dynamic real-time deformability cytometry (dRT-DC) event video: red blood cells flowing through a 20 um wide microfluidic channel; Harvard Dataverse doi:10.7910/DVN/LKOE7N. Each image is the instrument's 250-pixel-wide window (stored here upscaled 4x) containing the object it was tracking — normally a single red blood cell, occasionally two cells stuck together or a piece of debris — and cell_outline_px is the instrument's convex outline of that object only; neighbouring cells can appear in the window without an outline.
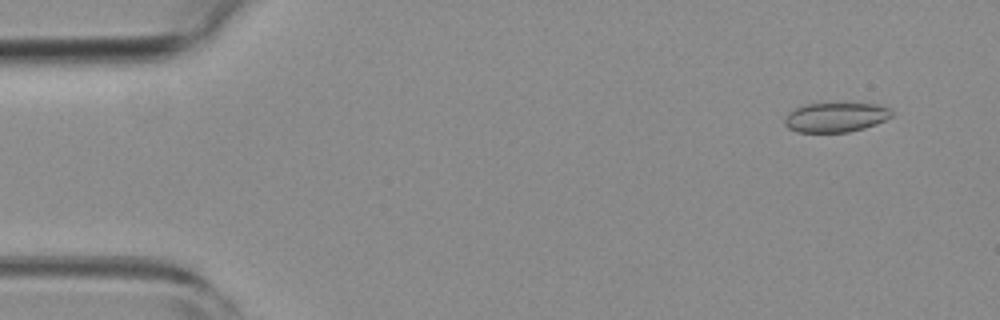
{"species": "common noctule bat (a hibernating species)", "species_latin": "Nyctalus noctula", "temperature_condition": "room temperature", "stored_images_in_passage": 51, "camera_frame_rate_fps": 3000, "um_per_image_px": 0.085, "animal": {"sex": "female", "body_mass_g": 19.3, "forearm_length_mm": 54.1}, "frame": {"image": 1, "passage_image": 4, "time_ms": 1.0, "image_size_px": [1000, 320], "cell_outline_px": [[892, 116], [876, 124], [864, 128], [848, 132], [796, 132], [788, 128], [784, 124], [784, 116], [792, 108], [804, 104], [876, 104], [888, 108], [892, 112]], "centroid_in_image_um": [70.96, 9.97], "position_along_channel_um": 14.0, "area_um2": 18.44}}
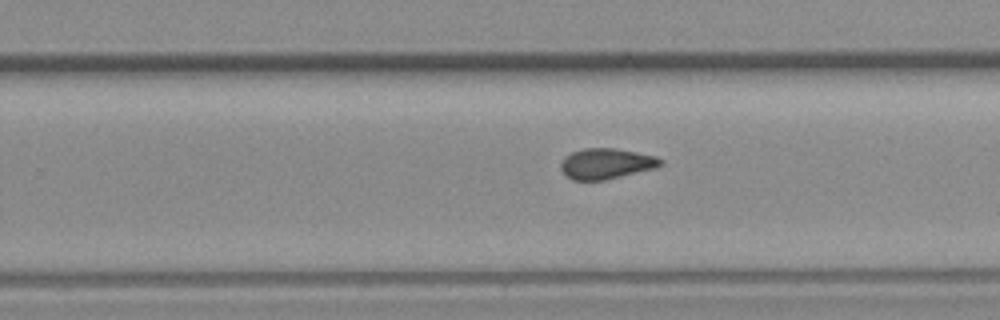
{"frame": {"image": 2, "passage_image": 32, "time_ms": 10.333, "image_size_px": [1000, 320], "cell_outline_px": [[664, 164], [656, 168], [604, 180], [572, 180], [560, 168], [560, 164], [564, 156], [572, 152], [584, 148], [616, 148], [656, 156], [664, 160]], "centroid_in_image_um": [51.55, 13.9], "position_along_channel_um": 278.2, "area_um2": 17.86}}
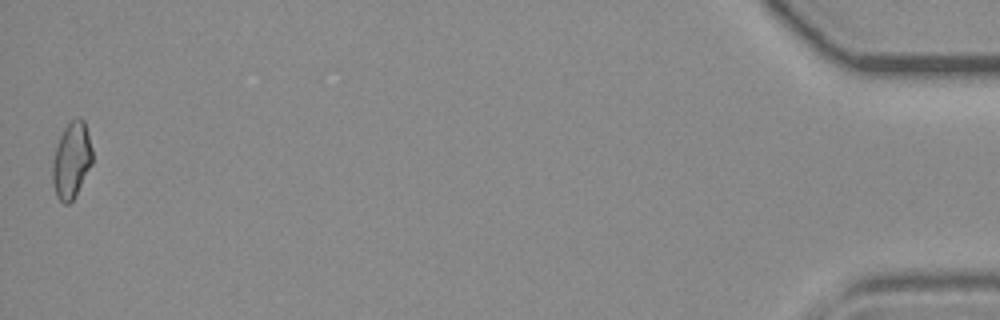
{"frame": {"image": 3, "passage_image": 51, "time_ms": 16.667, "image_size_px": [1000, 320], "cell_outline_px": [[92, 164], [72, 200], [68, 204], [64, 204], [56, 196], [52, 184], [52, 160], [60, 136], [64, 128], [76, 116], [80, 116], [84, 120], [88, 132], [92, 148]], "centroid_in_image_um": [6.07, 13.6], "position_along_channel_um": 429.1, "area_um2": 17.69}, "authors_computed_cell_mechanics": {"area_um2": 18.0914, "velocity_mm_per_s": 3.9926, "shape_relaxation_time_tau1_ms": null, "shape_relaxation_time_tau2_ms": 2.4886, "deformation_change_tau1": null, "deformation_change_tau2": 0.0603}}